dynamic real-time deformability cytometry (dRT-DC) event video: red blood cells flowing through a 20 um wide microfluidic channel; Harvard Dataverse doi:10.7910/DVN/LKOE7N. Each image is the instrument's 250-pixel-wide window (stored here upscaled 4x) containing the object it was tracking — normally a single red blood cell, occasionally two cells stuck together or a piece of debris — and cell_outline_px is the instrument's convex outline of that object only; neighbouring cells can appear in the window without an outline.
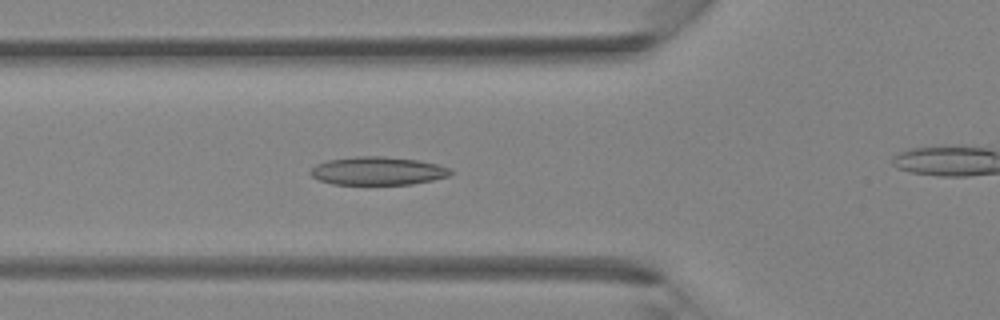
{"species": "Egyptian fruit bat (a non-hibernating species)", "species_latin": "Rousettus aegyptiacus", "temperature_condition": "room temperature", "stored_images_in_passage": 42, "camera_frame_rate_fps": 3000, "um_per_image_px": 0.085, "animal": {"sex": "female"}, "frame": {"image": 1, "passage_image": 15, "time_ms": 4.667, "image_size_px": [1000, 320], "cell_outline_px": [[452, 172], [448, 176], [432, 180], [412, 184], [332, 184], [320, 180], [312, 176], [308, 172], [316, 164], [328, 160], [352, 156], [384, 156], [420, 160], [436, 164], [448, 168]], "centroid_in_image_um": [32.07, 14.52], "position_along_channel_um": 93.7, "area_um2": 23.0}}
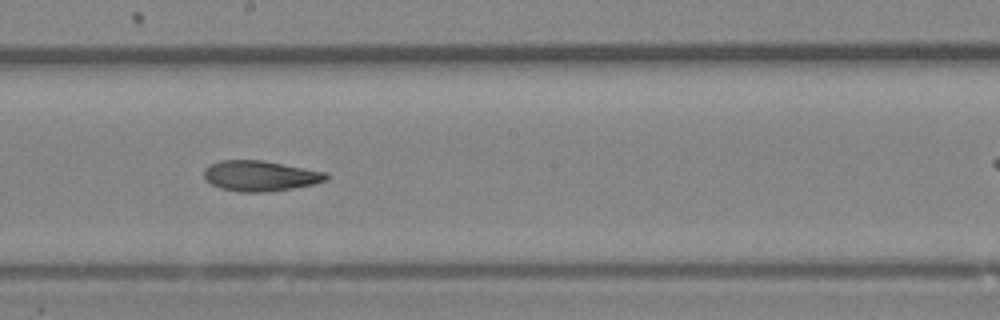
{"frame": {"image": 2, "passage_image": 23, "time_ms": 7.333, "image_size_px": [1000, 320], "cell_outline_px": [[332, 176], [328, 180], [312, 184], [292, 188], [268, 192], [240, 192], [220, 188], [204, 180], [204, 168], [208, 164], [220, 160], [264, 160], [328, 172]], "centroid_in_image_um": [22.13, 14.94], "position_along_channel_um": 226.1, "area_um2": 22.08}}
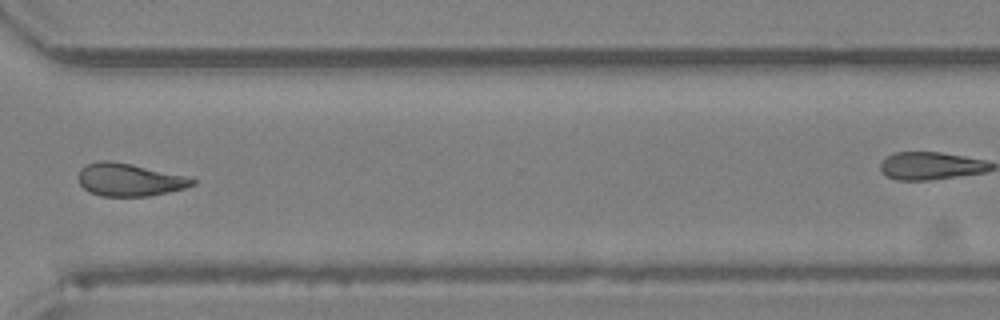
{"frame": {"image": 3, "passage_image": 31, "time_ms": 10.0, "image_size_px": [1000, 320], "cell_outline_px": [[196, 184], [184, 188], [168, 192], [148, 196], [100, 196], [88, 192], [80, 184], [76, 176], [80, 168], [88, 164], [100, 160], [108, 160], [128, 164], [184, 176], [196, 180]], "centroid_in_image_um": [10.92, 15.29], "position_along_channel_um": 359.7, "area_um2": 21.5}}